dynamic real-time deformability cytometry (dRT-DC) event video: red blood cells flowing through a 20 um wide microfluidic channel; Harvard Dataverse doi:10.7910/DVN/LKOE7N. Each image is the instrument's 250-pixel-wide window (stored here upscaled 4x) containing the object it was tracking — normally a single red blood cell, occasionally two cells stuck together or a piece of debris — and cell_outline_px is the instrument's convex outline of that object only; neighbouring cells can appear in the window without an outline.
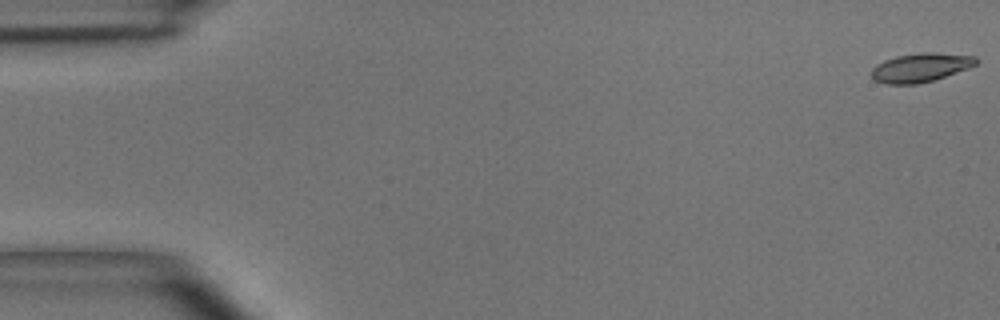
{"species": "common noctule bat (a hibernating species)", "species_latin": "Nyctalus noctula", "temperature_condition": "room temperature", "stored_images_in_passage": 49, "camera_frame_rate_fps": 3000, "um_per_image_px": 0.085, "animal": {"sex": "male", "body_mass_g": 15.6}, "frame": {"image": 1, "passage_image": 1, "time_ms": 0.0, "image_size_px": [1000, 320], "cell_outline_px": [[980, 60], [976, 64], [968, 68], [932, 80], [916, 84], [888, 84], [876, 80], [872, 76], [872, 68], [876, 64], [884, 60], [896, 56], [920, 52], [932, 52], [976, 56]], "centroid_in_image_um": [78.26, 5.72], "position_along_channel_um": 6.7, "area_um2": 17.46}}
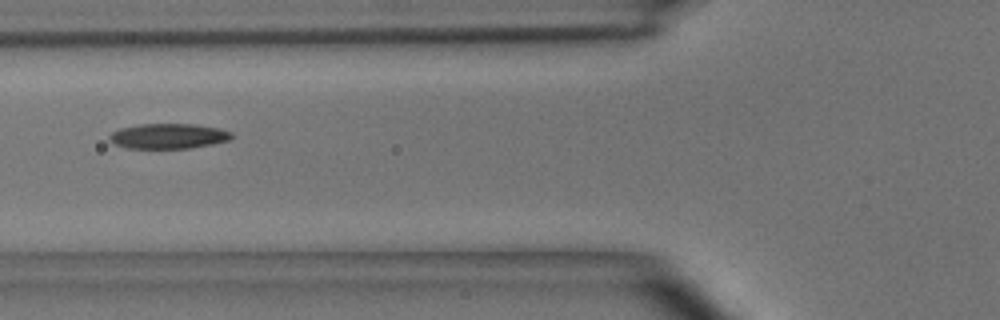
{"frame": {"image": 2, "passage_image": 19, "time_ms": 6.0, "image_size_px": [1000, 320], "cell_outline_px": [[232, 136], [228, 140], [212, 144], [192, 148], [124, 148], [108, 140], [108, 136], [112, 132], [120, 128], [140, 124], [196, 124], [220, 128], [232, 132]], "centroid_in_image_um": [14.3, 11.56], "position_along_channel_um": 111.5, "area_um2": 17.98}}
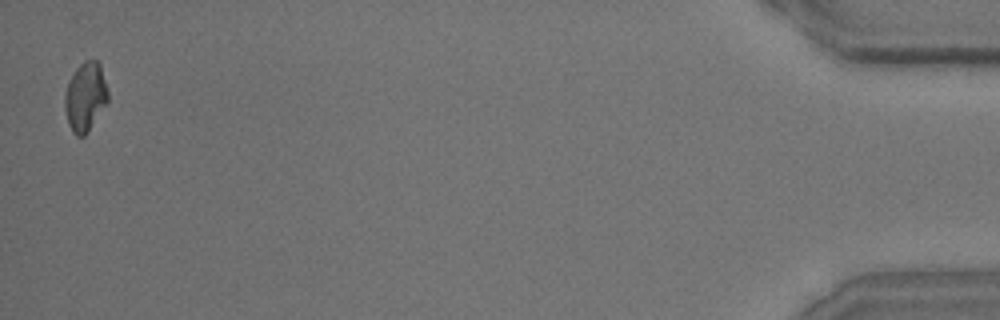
{"frame": {"image": 3, "passage_image": 49, "time_ms": 16.0, "image_size_px": [1000, 320], "cell_outline_px": [[108, 100], [84, 136], [76, 136], [72, 132], [68, 124], [64, 108], [64, 96], [68, 80], [76, 68], [84, 60], [96, 60], [100, 64], [108, 92]], "centroid_in_image_um": [7.22, 8.21], "position_along_channel_um": 428.0, "area_um2": 17.22}, "authors_computed_cell_mechanics": {"area_um2": 17.8602, "velocity_mm_per_s": 4.0541, "shape_relaxation_time_tau1_ms": 4.133, "shape_relaxation_time_tau2_ms": 1.8157, "deformation_change_tau1": 0.129, "deformation_change_tau2": 0.0893}}